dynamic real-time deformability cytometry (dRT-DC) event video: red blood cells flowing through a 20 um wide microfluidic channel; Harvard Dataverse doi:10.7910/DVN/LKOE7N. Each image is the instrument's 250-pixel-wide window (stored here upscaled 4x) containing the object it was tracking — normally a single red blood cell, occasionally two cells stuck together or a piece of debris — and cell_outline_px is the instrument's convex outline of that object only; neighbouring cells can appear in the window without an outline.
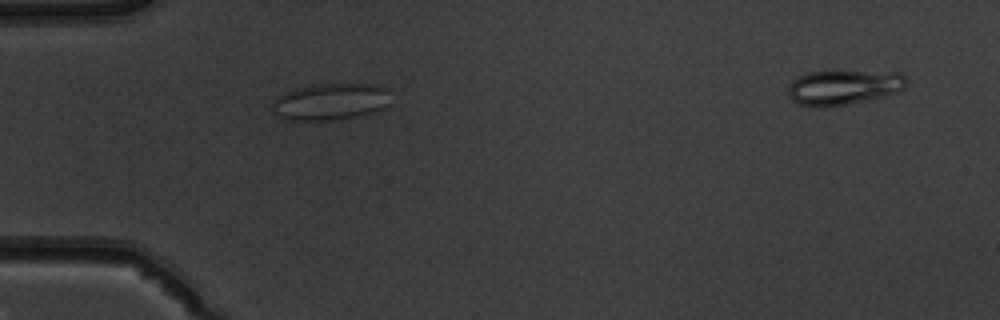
{"species": "common noctule bat (a hibernating species)", "species_latin": "Nyctalus noctula", "temperature_condition": "warm", "stored_images_in_passage": 41, "segment_of_instrument_passage": [1, 2], "camera_frame_rate_fps": 3000, "um_per_image_px": 0.085, "animal": {"sex": "male", "body_mass_g": 19.5, "forearm_length_mm": 54.6}, "frame": {"image": 1, "passage_image": 4, "time_ms": 1.0, "image_size_px": [1000, 320], "cell_outline_px": [[388, 104], [384, 108], [376, 112], [360, 116], [328, 120], [292, 120], [280, 116], [272, 112], [272, 100], [284, 92], [300, 88], [320, 84], [376, 84], [384, 88]], "centroid_in_image_um": [28.06, 8.65], "position_along_channel_um": 56.9, "area_um2": 25.03}}
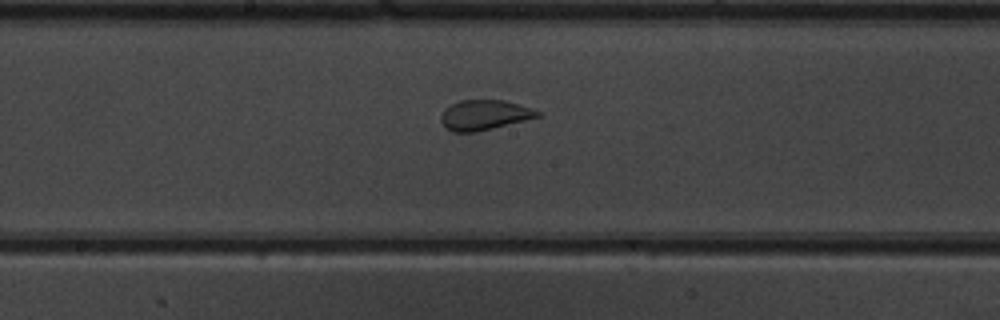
{"frame": {"image": 2, "passage_image": 16, "time_ms": 5.0, "image_size_px": [1000, 320], "cell_outline_px": [[540, 116], [476, 132], [452, 132], [444, 128], [440, 120], [440, 116], [444, 108], [460, 100], [504, 100], [532, 108], [540, 112]], "centroid_in_image_um": [41.11, 9.77], "position_along_channel_um": 207.1, "area_um2": 16.88}}
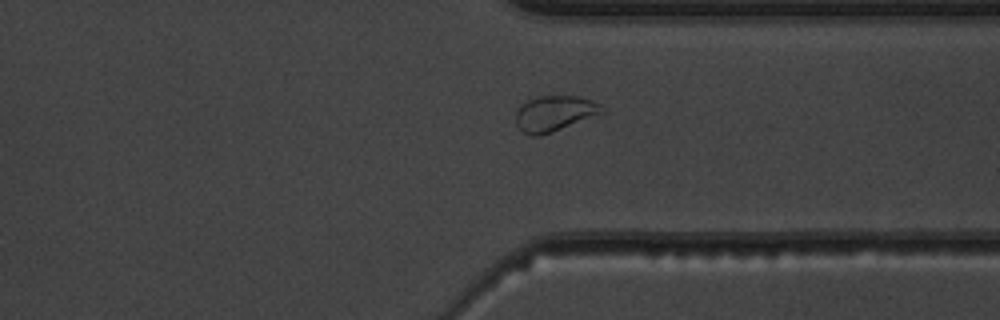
{"frame": {"image": 3, "passage_image": 28, "time_ms": 9.0, "image_size_px": [1000, 320], "cell_outline_px": [[608, 112], [604, 116], [540, 136], [532, 136], [524, 132], [516, 124], [516, 112], [528, 100], [540, 96], [576, 96], [592, 100], [600, 104]], "centroid_in_image_um": [47.28, 9.67], "position_along_channel_um": 364.1, "area_um2": 18.44}}